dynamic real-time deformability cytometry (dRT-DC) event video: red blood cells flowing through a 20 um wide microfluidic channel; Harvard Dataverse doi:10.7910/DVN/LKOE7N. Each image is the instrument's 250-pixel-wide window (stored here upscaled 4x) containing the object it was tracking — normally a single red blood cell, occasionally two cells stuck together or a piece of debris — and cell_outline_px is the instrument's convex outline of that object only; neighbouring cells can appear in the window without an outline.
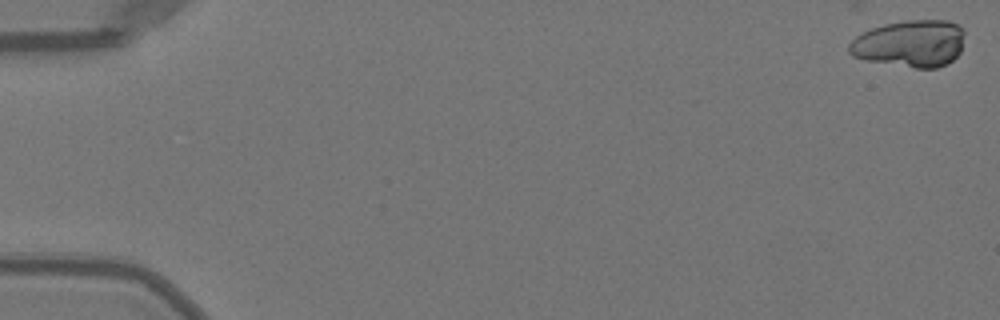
{"species": "Egyptian fruit bat (a non-hibernating species)", "species_latin": "Rousettus aegyptiacus", "temperature_condition": "warm", "stored_images_in_passage": 36, "camera_frame_rate_fps": 3000, "um_per_image_px": 0.085, "animal": {"sex": "female"}, "frame": {"image": 1, "passage_image": 1, "time_ms": 0.0, "image_size_px": [1000, 320], "cell_outline_px": [[964, 32], [960, 52], [948, 64], [936, 68], [916, 68], [864, 60], [852, 56], [848, 52], [848, 44], [856, 36], [872, 28], [884, 24], [908, 20], [948, 20], [960, 24], [964, 28]], "centroid_in_image_um": [77.37, 3.7], "position_along_channel_um": 7.6, "area_um2": 31.91}}